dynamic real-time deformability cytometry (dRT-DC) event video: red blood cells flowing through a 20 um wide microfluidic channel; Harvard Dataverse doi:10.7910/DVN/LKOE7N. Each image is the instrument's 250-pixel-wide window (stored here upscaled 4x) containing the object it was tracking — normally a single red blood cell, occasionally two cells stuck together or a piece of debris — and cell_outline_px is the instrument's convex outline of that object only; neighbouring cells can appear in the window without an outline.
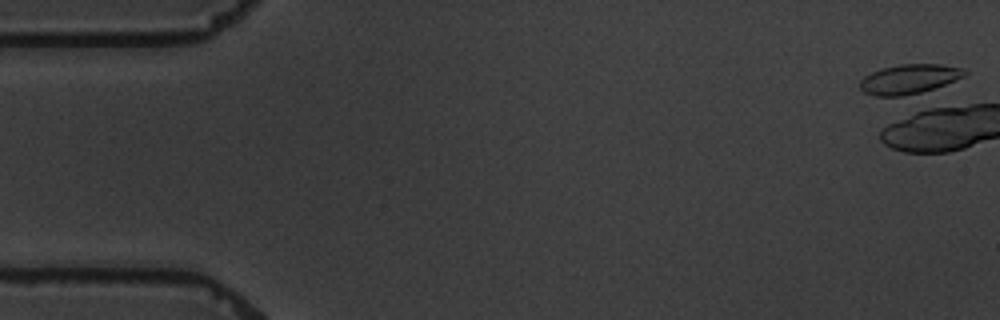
{"species": "common noctule bat (a hibernating species)", "species_latin": "Nyctalus noctula", "temperature_condition": "warm", "stored_images_in_passage": 1, "camera_frame_rate_fps": 3000, "um_per_image_px": 0.085, "animal": {"sex": "male", "body_mass_g": 19.5, "forearm_length_mm": 54.6}, "frame": {"image": 1, "passage_image": 1, "time_ms": 0.0, "image_size_px": [1000, 320], "cell_outline_px": [[968, 72], [964, 76], [944, 84], [920, 92], [900, 96], [876, 96], [864, 92], [860, 88], [860, 80], [864, 76], [872, 72], [884, 68], [900, 64], [940, 64], [964, 68]], "centroid_in_image_um": [77.26, 6.71], "position_along_channel_um": 7.7, "area_um2": 17.74}}